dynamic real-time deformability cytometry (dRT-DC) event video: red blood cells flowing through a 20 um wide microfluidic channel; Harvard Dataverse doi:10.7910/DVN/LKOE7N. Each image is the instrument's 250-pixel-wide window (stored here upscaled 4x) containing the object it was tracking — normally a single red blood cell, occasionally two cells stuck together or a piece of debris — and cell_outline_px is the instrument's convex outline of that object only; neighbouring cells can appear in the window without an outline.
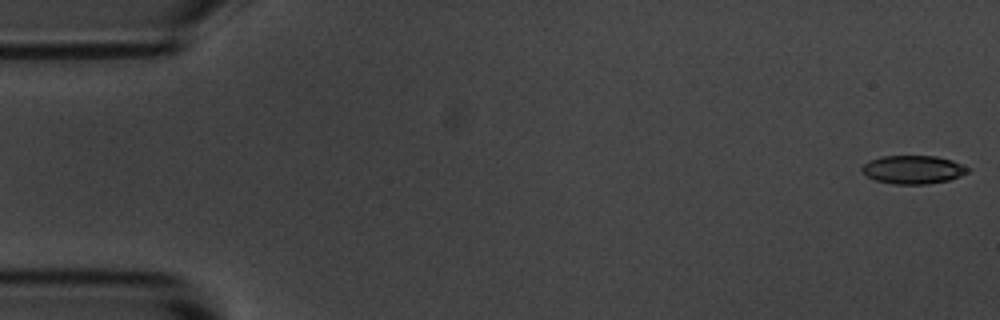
{"species": "common noctule bat (a hibernating species)", "species_latin": "Nyctalus noctula", "temperature_condition": "room temperature", "stored_images_in_passage": 54, "camera_frame_rate_fps": 3000, "um_per_image_px": 0.085, "animal": {"sex": "male", "body_mass_g": 20.1, "forearm_length_mm": 53.5}, "frame": {"image": 1, "passage_image": 1, "time_ms": 0.0, "image_size_px": [1000, 320], "cell_outline_px": [[972, 168], [968, 172], [960, 176], [948, 180], [928, 184], [896, 184], [876, 180], [860, 172], [860, 168], [868, 160], [880, 156], [936, 156], [952, 160]], "centroid_in_image_um": [77.61, 14.41], "position_along_channel_um": 7.4, "area_um2": 17.63}}
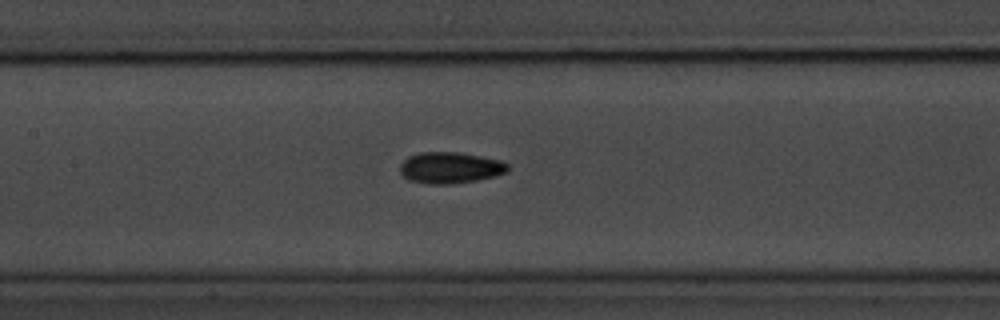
{"frame": {"image": 2, "passage_image": 25, "time_ms": 8.0, "image_size_px": [1000, 320], "cell_outline_px": [[508, 172], [496, 176], [476, 180], [452, 184], [428, 184], [408, 180], [400, 172], [400, 164], [408, 156], [420, 152], [460, 152], [500, 160], [508, 164]], "centroid_in_image_um": [38.26, 14.26], "position_along_channel_um": 169.1, "area_um2": 19.77}}
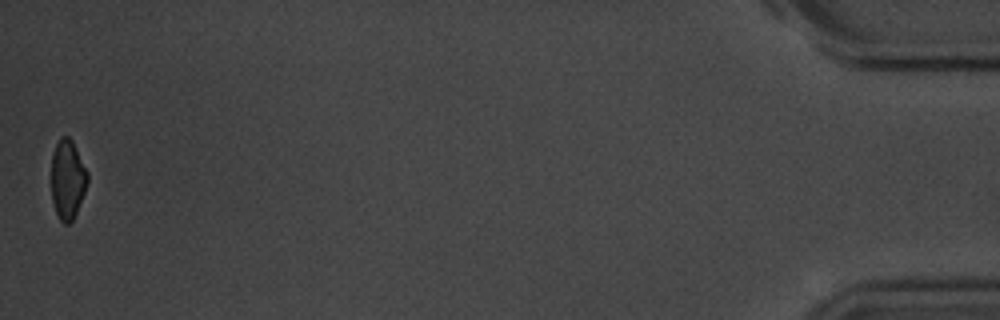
{"frame": {"image": 3, "passage_image": 54, "time_ms": 17.667, "image_size_px": [1000, 320], "cell_outline_px": [[88, 180], [84, 192], [76, 212], [72, 220], [68, 224], [64, 224], [60, 220], [56, 212], [52, 200], [52, 152], [60, 136], [68, 136], [72, 140], [88, 172]], "centroid_in_image_um": [5.74, 15.22], "position_along_channel_um": 429.5, "area_um2": 16.59}, "authors_computed_cell_mechanics": {"area_um2": 18.4382, "velocity_mm_per_s": 3.6862, "shape_relaxation_time_tau1_ms": 2.9191, "shape_relaxation_time_tau2_ms": 2.6918, "deformation_change_tau1": 0.0929, "deformation_change_tau2": 0.0685}}